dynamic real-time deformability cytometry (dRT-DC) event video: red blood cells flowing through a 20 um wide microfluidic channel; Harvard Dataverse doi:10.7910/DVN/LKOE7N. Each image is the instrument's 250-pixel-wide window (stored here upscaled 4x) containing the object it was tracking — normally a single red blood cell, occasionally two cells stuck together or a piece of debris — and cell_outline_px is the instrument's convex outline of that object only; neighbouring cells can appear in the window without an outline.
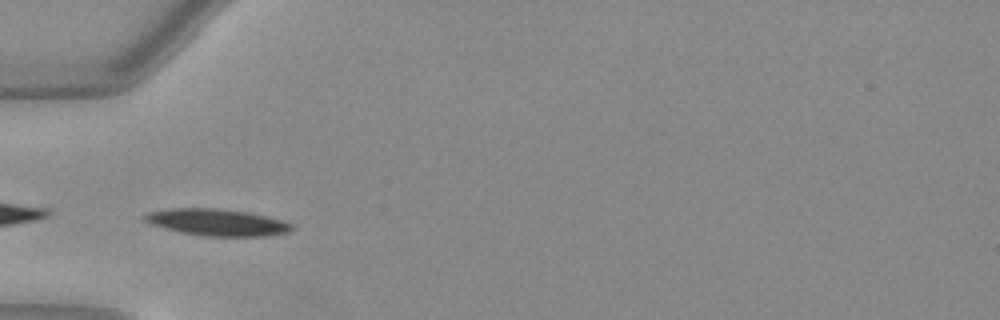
{"species": "Egyptian fruit bat (a non-hibernating species)", "species_latin": "Rousettus aegyptiacus", "temperature_condition": "warm", "stored_images_in_passage": 31, "camera_frame_rate_fps": 3000, "um_per_image_px": 0.085, "animal": {"sex": "female"}, "frame": {"image": 1, "passage_image": 3, "time_ms": 0.667, "image_size_px": [1000, 320], "cell_outline_px": [[296, 228], [288, 232], [264, 236], [204, 236], [180, 232], [164, 228], [152, 224], [144, 220], [144, 216], [148, 212], [172, 208], [216, 208], [248, 212], [280, 220], [292, 224]], "centroid_in_image_um": [18.45, 18.9], "position_along_channel_um": 66.5, "area_um2": 22.77}}
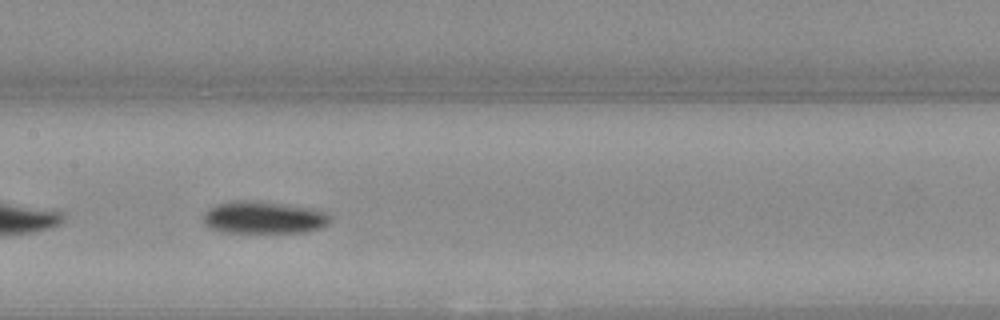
{"frame": {"image": 2, "passage_image": 12, "time_ms": 3.667, "image_size_px": [1000, 320], "cell_outline_px": [[328, 220], [320, 228], [300, 232], [220, 232], [208, 228], [204, 224], [204, 212], [208, 208], [220, 204], [272, 204], [308, 208], [328, 212]], "centroid_in_image_um": [22.37, 18.56], "position_along_channel_um": 185.0, "area_um2": 22.25}}
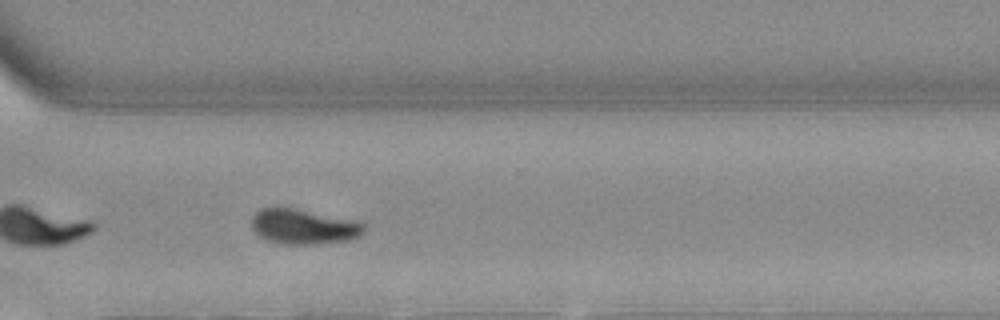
{"frame": {"image": 3, "passage_image": 24, "time_ms": 7.667, "image_size_px": [1000, 320], "cell_outline_px": [[364, 232], [360, 236], [352, 240], [312, 244], [284, 244], [268, 240], [260, 236], [252, 228], [252, 216], [260, 208], [292, 208], [364, 224]], "centroid_in_image_um": [25.76, 19.29], "position_along_channel_um": 344.8, "area_um2": 22.25}, "authors_computed_cell_mechanics": {"area_um2": 22.6576, "velocity_mm_per_s": 4.001, "shape_relaxation_time_tau1_ms": 2.7923, "shape_relaxation_time_tau2_ms": 8.4103, "deformation_change_tau1": 0.1689, "deformation_change_tau2": 0.1341}}